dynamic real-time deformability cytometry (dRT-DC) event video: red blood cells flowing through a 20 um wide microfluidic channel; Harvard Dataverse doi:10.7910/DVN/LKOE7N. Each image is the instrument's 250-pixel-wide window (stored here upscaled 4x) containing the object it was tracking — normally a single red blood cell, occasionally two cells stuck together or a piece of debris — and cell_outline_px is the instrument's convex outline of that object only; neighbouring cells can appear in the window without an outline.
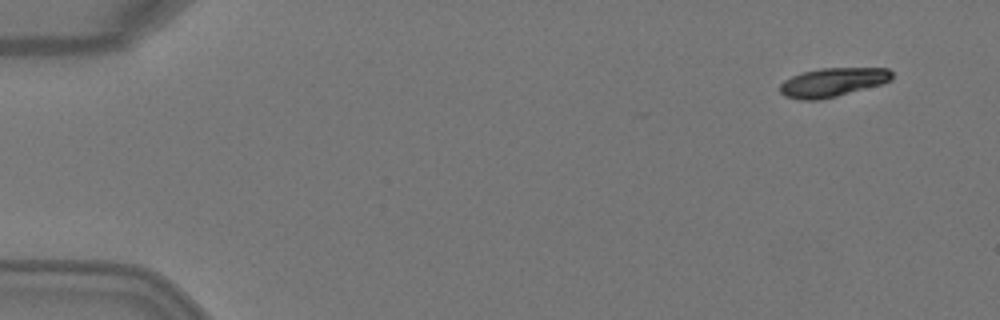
{"species": "Egyptian fruit bat (a non-hibernating species)", "species_latin": "Rousettus aegyptiacus", "temperature_condition": "warm", "stored_images_in_passage": 3, "camera_frame_rate_fps": 3000, "um_per_image_px": 0.085, "animal": {"sex": "female"}, "frame": {"image": 1, "passage_image": 1, "time_ms": 0.0, "image_size_px": [1000, 320], "cell_outline_px": [[892, 80], [880, 84], [836, 96], [816, 100], [800, 100], [784, 96], [780, 92], [780, 84], [784, 80], [792, 76], [804, 72], [820, 68], [888, 68], [892, 72]], "centroid_in_image_um": [70.75, 6.99], "position_along_channel_um": 14.2, "area_um2": 18.67}}
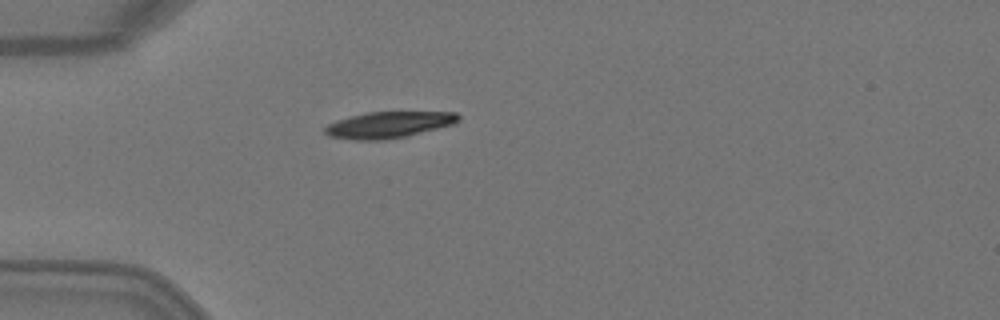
{"frame": {"image": 2, "passage_image": 3, "time_ms": 0.667, "image_size_px": [1000, 320], "cell_outline_px": [[460, 120], [452, 124], [404, 136], [384, 140], [352, 140], [328, 136], [324, 132], [324, 128], [328, 124], [336, 120], [368, 112], [456, 112], [460, 116]], "centroid_in_image_um": [32.99, 10.6], "position_along_channel_um": 52.0, "area_um2": 20.23}}